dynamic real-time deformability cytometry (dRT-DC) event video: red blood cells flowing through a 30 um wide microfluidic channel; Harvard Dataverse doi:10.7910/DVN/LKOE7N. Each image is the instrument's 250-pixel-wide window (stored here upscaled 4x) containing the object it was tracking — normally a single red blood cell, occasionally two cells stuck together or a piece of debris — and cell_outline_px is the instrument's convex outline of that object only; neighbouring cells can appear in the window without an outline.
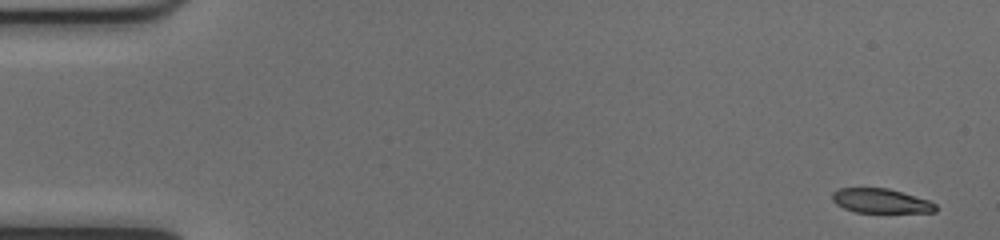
{"species": "common noctule bat (a hibernating species)", "species_latin": "Nyctalus noctula", "temperature_condition": "cold", "stored_images_in_passage": 52, "camera_frame_rate_fps": 3000, "um_per_image_px": 0.085, "animal": {"sex": "female", "body_mass_g": 17.0, "forearm_length_mm": 48.0}, "frame": {"image": 1, "passage_image": 1, "time_ms": 0.0, "image_size_px": [1000, 240], "cell_outline_px": [[936, 212], [856, 212], [844, 208], [836, 204], [832, 200], [832, 192], [840, 188], [888, 188], [928, 200], [936, 204]], "centroid_in_image_um": [74.85, 17.07], "position_along_channel_um": 10.2, "area_um2": 14.57}}
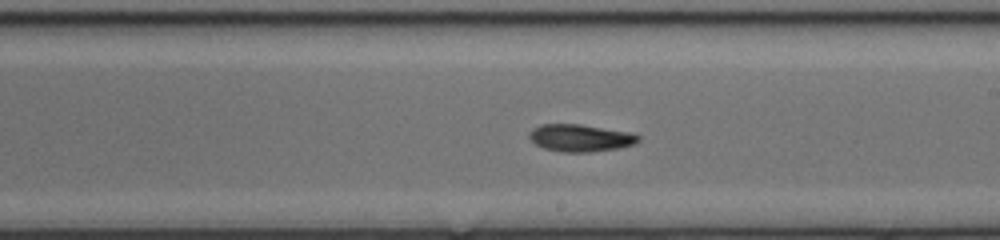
{"frame": {"image": 2, "passage_image": 29, "time_ms": 9.333, "image_size_px": [1000, 240], "cell_outline_px": [[640, 140], [636, 144], [616, 148], [588, 152], [560, 152], [544, 148], [536, 144], [528, 136], [528, 132], [532, 128], [540, 124], [580, 124], [628, 132], [640, 136]], "centroid_in_image_um": [49.3, 11.72], "position_along_channel_um": 239.7, "area_um2": 17.28}}
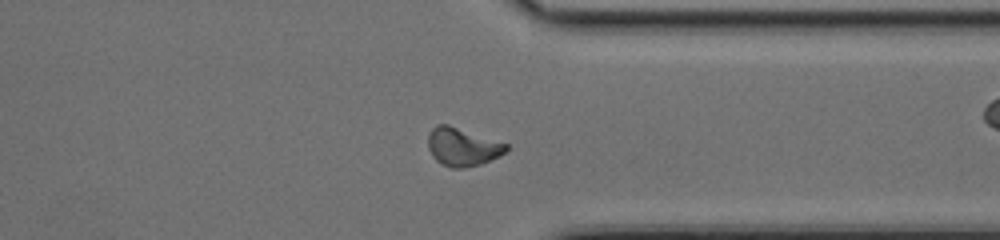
{"frame": {"image": 3, "passage_image": 39, "time_ms": 12.667, "image_size_px": [1000, 240], "cell_outline_px": [[508, 152], [500, 156], [480, 164], [464, 168], [452, 168], [440, 164], [432, 156], [428, 148], [428, 136], [432, 128], [436, 124], [448, 124], [508, 144]], "centroid_in_image_um": [39.31, 12.49], "position_along_channel_um": 372.1, "area_um2": 17.51}}